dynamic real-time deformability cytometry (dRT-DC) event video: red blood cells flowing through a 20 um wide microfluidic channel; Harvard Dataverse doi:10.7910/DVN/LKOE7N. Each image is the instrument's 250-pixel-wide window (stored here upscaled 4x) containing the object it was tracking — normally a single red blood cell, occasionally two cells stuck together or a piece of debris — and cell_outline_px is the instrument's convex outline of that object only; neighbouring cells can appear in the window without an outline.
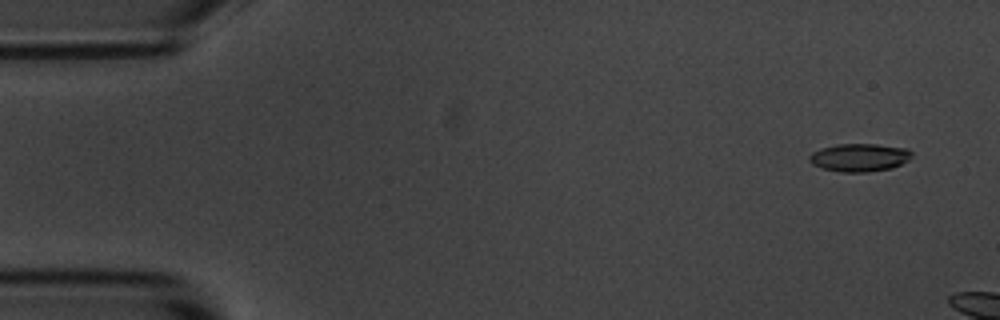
{"species": "common noctule bat (a hibernating species)", "species_latin": "Nyctalus noctula", "temperature_condition": "room temperature", "stored_images_in_passage": 4, "camera_frame_rate_fps": 3000, "um_per_image_px": 0.085, "animal": {"sex": "male", "body_mass_g": 20.1, "forearm_length_mm": 53.5}, "frame": {"image": 1, "passage_image": 1, "time_ms": 0.0, "image_size_px": [1000, 320], "cell_outline_px": [[912, 156], [908, 160], [892, 168], [868, 172], [840, 172], [824, 168], [812, 164], [808, 160], [808, 156], [812, 152], [820, 148], [836, 144], [876, 144], [908, 148], [912, 152]], "centroid_in_image_um": [73.04, 13.38], "position_along_channel_um": 12.0, "area_um2": 16.82}}